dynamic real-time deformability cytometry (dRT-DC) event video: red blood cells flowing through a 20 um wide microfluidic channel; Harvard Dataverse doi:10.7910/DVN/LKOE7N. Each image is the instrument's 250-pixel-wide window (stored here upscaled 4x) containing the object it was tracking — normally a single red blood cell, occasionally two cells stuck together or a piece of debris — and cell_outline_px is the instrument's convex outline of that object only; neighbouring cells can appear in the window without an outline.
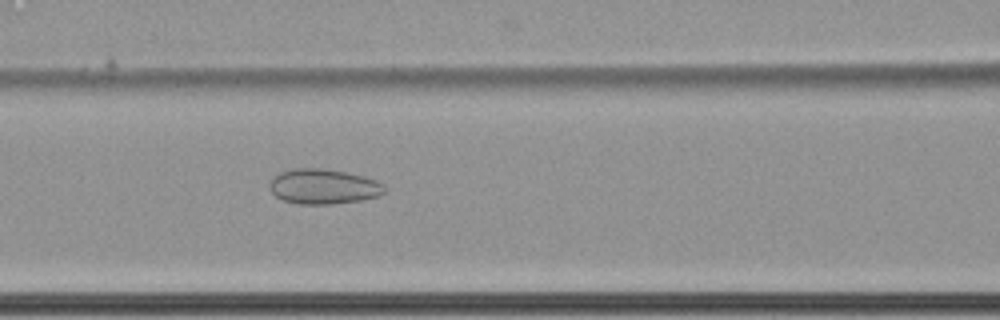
{"species": "common noctule bat (a hibernating species)", "species_latin": "Nyctalus noctula", "temperature_condition": "cold", "stored_images_in_passage": 51, "camera_frame_rate_fps": 3000, "um_per_image_px": 0.085, "animal": {"sex": "female", "body_mass_g": 22.7, "forearm_length_mm": 54.2}, "frame": {"image": 1, "passage_image": 18, "time_ms": 5.667, "image_size_px": [1000, 320], "cell_outline_px": [[384, 192], [380, 196], [360, 200], [332, 204], [296, 204], [284, 200], [276, 196], [268, 188], [268, 184], [272, 176], [280, 172], [296, 168], [320, 168], [344, 172], [364, 176], [376, 180], [384, 184]], "centroid_in_image_um": [27.46, 15.85], "position_along_channel_um": 139.1, "area_um2": 23.58}}
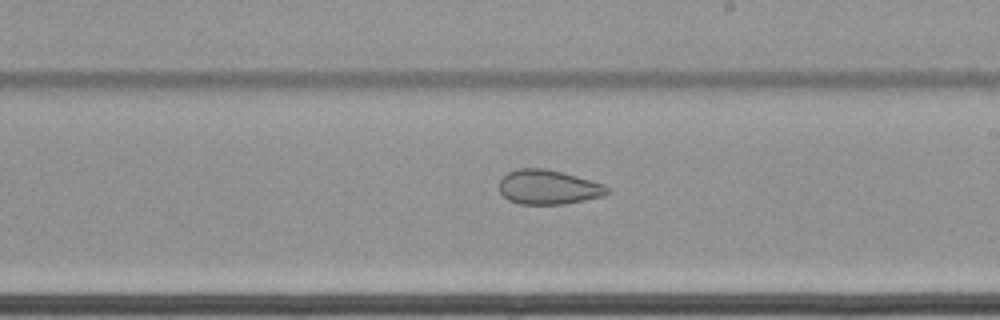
{"frame": {"image": 2, "passage_image": 27, "time_ms": 8.667, "image_size_px": [1000, 320], "cell_outline_px": [[608, 192], [604, 196], [564, 204], [520, 204], [508, 200], [500, 192], [500, 180], [508, 172], [520, 168], [544, 168], [564, 172], [592, 180], [604, 184], [608, 188]], "centroid_in_image_um": [46.62, 15.9], "position_along_channel_um": 242.4, "area_um2": 21.73}}
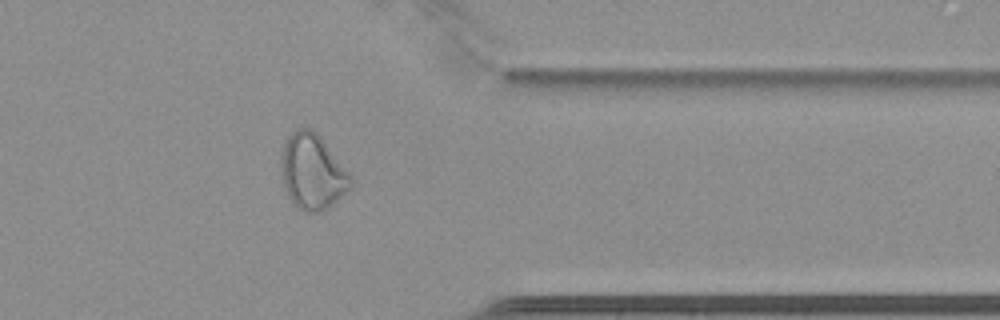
{"frame": {"image": 3, "passage_image": 40, "time_ms": 13.0, "image_size_px": [1000, 320], "cell_outline_px": [[352, 188], [328, 208], [320, 212], [304, 212], [296, 208], [292, 204], [284, 188], [280, 168], [280, 152], [288, 136], [296, 128], [308, 128], [316, 132], [320, 136], [352, 176]], "centroid_in_image_um": [26.54, 14.63], "position_along_channel_um": 384.9, "area_um2": 31.04}, "authors_computed_cell_mechanics": {"area_um2": 28.6688, "velocity_mm_per_s": 3.4529, "shape_relaxation_time_tau1_ms": null, "shape_relaxation_time_tau2_ms": 2.7123, "deformation_change_tau1": null, "deformation_change_tau2": 0.0845}}